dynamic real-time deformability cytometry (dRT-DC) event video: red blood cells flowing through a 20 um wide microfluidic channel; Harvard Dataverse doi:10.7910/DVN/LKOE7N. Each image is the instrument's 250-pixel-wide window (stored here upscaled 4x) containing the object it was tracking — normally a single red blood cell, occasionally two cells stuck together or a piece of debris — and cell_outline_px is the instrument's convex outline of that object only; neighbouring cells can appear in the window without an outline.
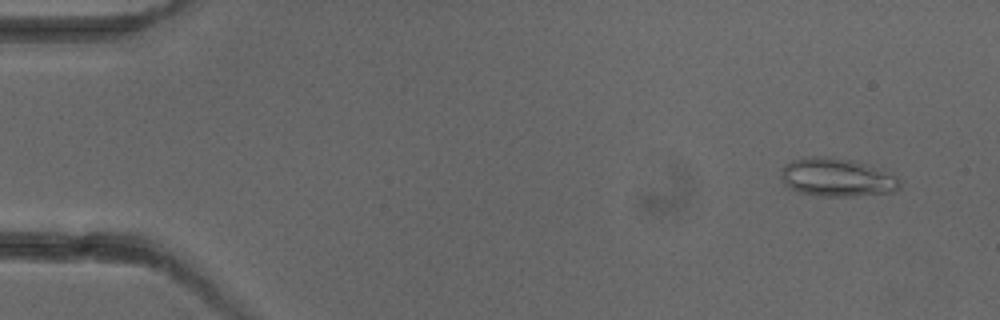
{"species": "common noctule bat (a hibernating species)", "species_latin": "Nyctalus noctula", "temperature_condition": "cold", "stored_images_in_passage": 6, "camera_frame_rate_fps": 3000, "um_per_image_px": 0.085, "animal": {"sex": "female"}, "frame": {"image": 1, "passage_image": 1, "time_ms": 0.0, "image_size_px": [1000, 320], "cell_outline_px": [[900, 188], [892, 192], [852, 196], [820, 196], [800, 192], [784, 184], [780, 176], [784, 164], [792, 160], [816, 156], [828, 156], [852, 160], [864, 164], [896, 176], [900, 180]], "centroid_in_image_um": [71.11, 15.08], "position_along_channel_um": 13.9, "area_um2": 26.24}}
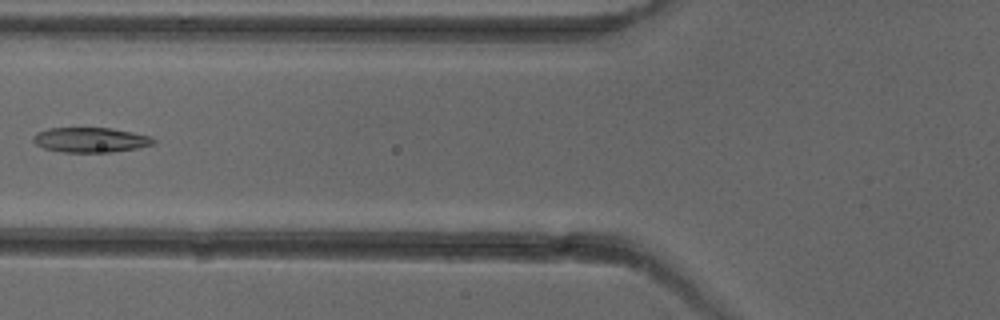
{"frame": {"image": 2, "passage_image": 6, "time_ms": 5.667, "image_size_px": [1000, 320], "cell_outline_px": [[156, 140], [152, 144], [136, 148], [112, 152], [64, 152], [44, 148], [36, 144], [32, 140], [32, 136], [36, 132], [48, 128], [112, 128], [152, 136]], "centroid_in_image_um": [7.67, 11.88], "position_along_channel_um": 118.1, "area_um2": 17.46}}